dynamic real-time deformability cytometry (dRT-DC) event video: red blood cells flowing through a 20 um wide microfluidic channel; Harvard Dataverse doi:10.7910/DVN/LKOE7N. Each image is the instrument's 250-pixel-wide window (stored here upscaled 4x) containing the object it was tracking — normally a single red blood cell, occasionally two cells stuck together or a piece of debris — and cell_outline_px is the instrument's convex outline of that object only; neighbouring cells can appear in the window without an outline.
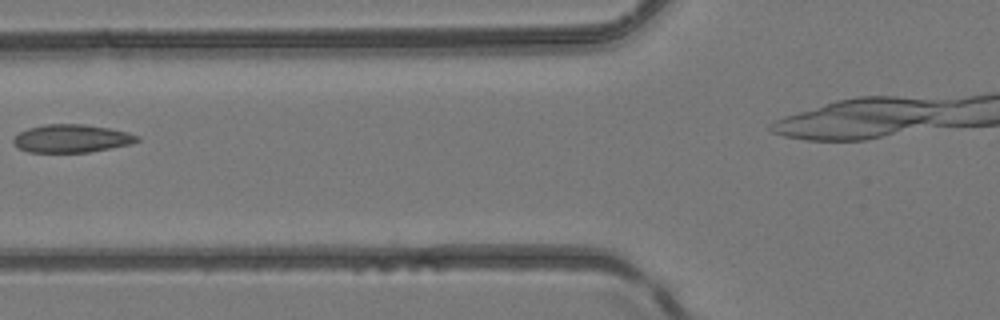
{"species": "common noctule bat (a hibernating species)", "species_latin": "Nyctalus noctula", "temperature_condition": "room temperature", "stored_images_in_passage": 3, "segment_of_instrument_passage": [1, 2], "camera_frame_rate_fps": 3000, "um_per_image_px": 0.085, "animal": {"sex": "female", "body_mass_g": 24.6, "forearm_length_mm": 56.2}, "frame": {"image": 1, "passage_image": 2, "time_ms": 1.0, "image_size_px": [1000, 320], "cell_outline_px": [[140, 140], [132, 144], [88, 152], [28, 152], [16, 148], [12, 140], [20, 132], [28, 128], [44, 124], [84, 124], [108, 128], [128, 132], [140, 136]], "centroid_in_image_um": [6.08, 11.77], "position_along_channel_um": 119.7, "area_um2": 20.29}}